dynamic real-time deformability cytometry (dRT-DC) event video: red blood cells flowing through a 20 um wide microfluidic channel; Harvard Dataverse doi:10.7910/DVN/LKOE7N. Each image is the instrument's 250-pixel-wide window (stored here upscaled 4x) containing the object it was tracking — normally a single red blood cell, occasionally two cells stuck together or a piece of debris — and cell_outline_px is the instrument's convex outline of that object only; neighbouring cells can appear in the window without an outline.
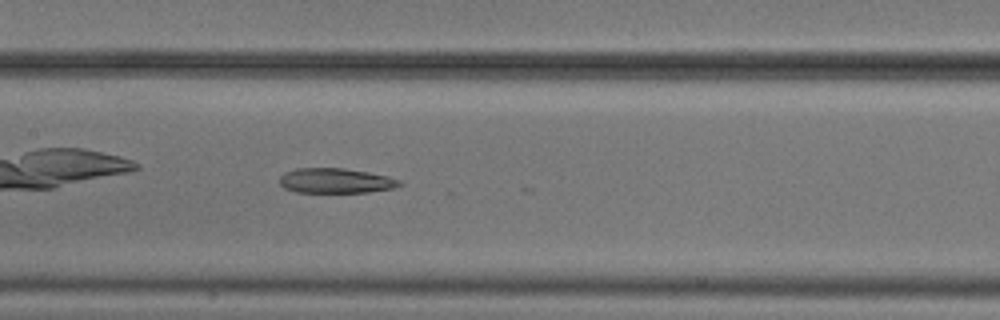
{"species": "common noctule bat (a hibernating species)", "species_latin": "Nyctalus noctula", "temperature_condition": "cold", "stored_images_in_passage": 38, "camera_frame_rate_fps": 3000, "um_per_image_px": 0.085, "animal": {"sex": "male", "body_mass_g": 20.5, "forearm_length_mm": 52.5}, "frame": {"image": 1, "passage_image": 11, "time_ms": 3.333, "image_size_px": [1000, 320], "cell_outline_px": [[404, 184], [392, 188], [368, 192], [296, 192], [284, 188], [280, 184], [280, 176], [284, 172], [296, 168], [344, 168], [368, 172], [388, 176], [400, 180]], "centroid_in_image_um": [28.52, 15.35], "position_along_channel_um": 178.9, "area_um2": 17.46}}
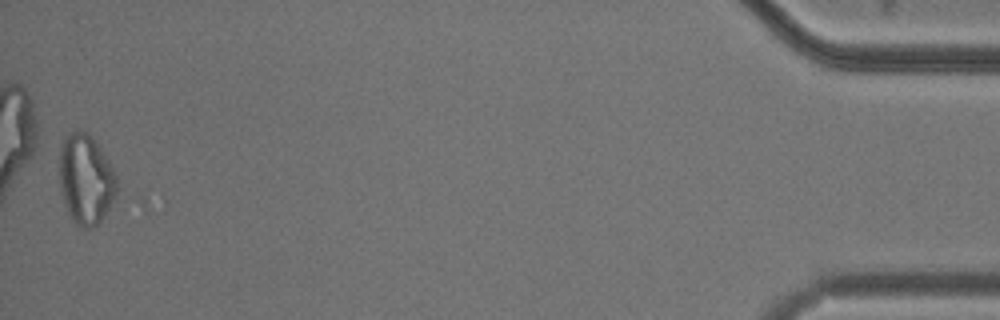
{"frame": {"image": 2, "passage_image": 38, "time_ms": 12.333, "image_size_px": [1000, 320], "cell_outline_px": [[116, 192], [108, 208], [100, 220], [92, 228], [84, 228], [76, 224], [72, 220], [68, 212], [60, 188], [60, 144], [64, 136], [76, 128], [84, 128], [92, 136], [116, 172]], "centroid_in_image_um": [7.27, 15.16], "position_along_channel_um": 427.9, "area_um2": 30.11}}